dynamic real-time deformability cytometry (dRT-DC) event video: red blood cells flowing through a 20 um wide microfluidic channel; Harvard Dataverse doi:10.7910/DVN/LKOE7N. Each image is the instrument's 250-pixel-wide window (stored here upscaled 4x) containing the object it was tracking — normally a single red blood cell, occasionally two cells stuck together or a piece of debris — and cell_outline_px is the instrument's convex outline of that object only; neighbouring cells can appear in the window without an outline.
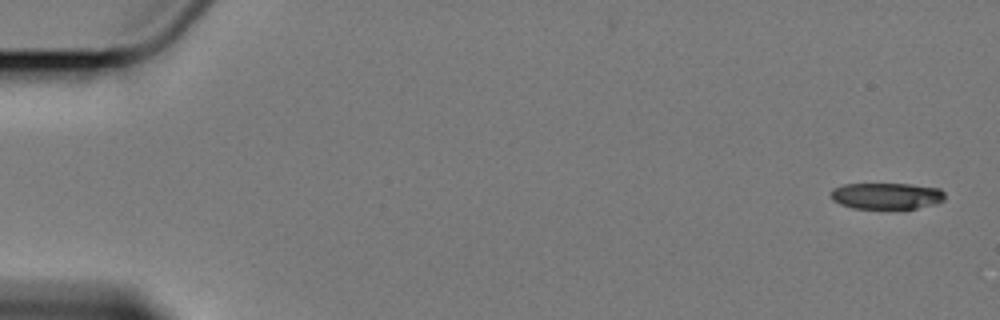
{"species": "Egyptian fruit bat (a non-hibernating species)", "species_latin": "Rousettus aegyptiacus", "temperature_condition": "cold", "stored_images_in_passage": 10, "camera_frame_rate_fps": 3000, "um_per_image_px": 0.085, "animal": {"sex": "female"}, "frame": {"image": 1, "passage_image": 1, "time_ms": 0.0, "image_size_px": [1000, 320], "cell_outline_px": [[944, 200], [936, 204], [916, 208], [852, 208], [840, 204], [832, 200], [828, 192], [832, 188], [844, 184], [908, 184], [940, 188], [944, 192]], "centroid_in_image_um": [75.32, 16.64], "position_along_channel_um": 9.7, "area_um2": 17.63}}
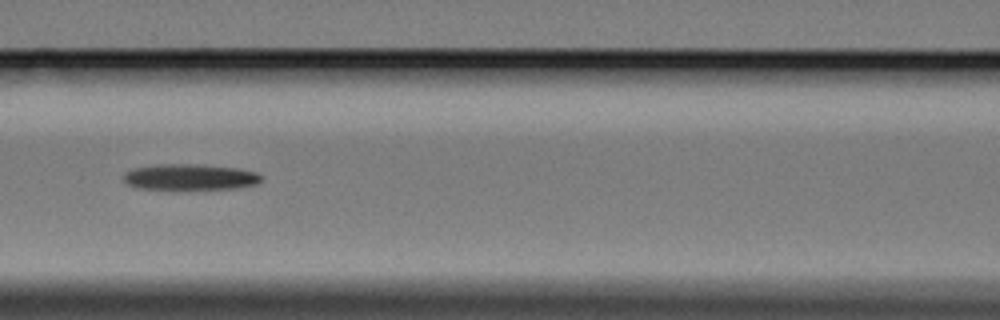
{"frame": {"image": 2, "passage_image": 7, "time_ms": 8.333, "image_size_px": [1000, 320], "cell_outline_px": [[260, 180], [256, 184], [236, 188], [140, 188], [128, 184], [124, 180], [124, 172], [132, 168], [152, 164], [204, 164], [236, 168], [256, 172], [260, 176]], "centroid_in_image_um": [16.11, 15.01], "position_along_channel_um": 150.5, "area_um2": 20.52}}
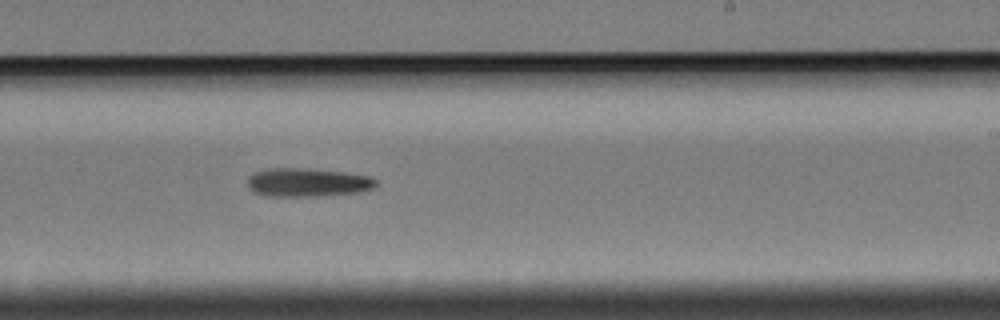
{"frame": {"image": 3, "passage_image": 10, "time_ms": 11.667, "image_size_px": [1000, 320], "cell_outline_px": [[376, 184], [372, 188], [356, 192], [316, 196], [272, 196], [252, 192], [248, 188], [248, 176], [252, 172], [264, 168], [308, 168], [344, 172], [368, 176], [376, 180]], "centroid_in_image_um": [26.05, 15.49], "position_along_channel_um": 262.9, "area_um2": 21.39}}